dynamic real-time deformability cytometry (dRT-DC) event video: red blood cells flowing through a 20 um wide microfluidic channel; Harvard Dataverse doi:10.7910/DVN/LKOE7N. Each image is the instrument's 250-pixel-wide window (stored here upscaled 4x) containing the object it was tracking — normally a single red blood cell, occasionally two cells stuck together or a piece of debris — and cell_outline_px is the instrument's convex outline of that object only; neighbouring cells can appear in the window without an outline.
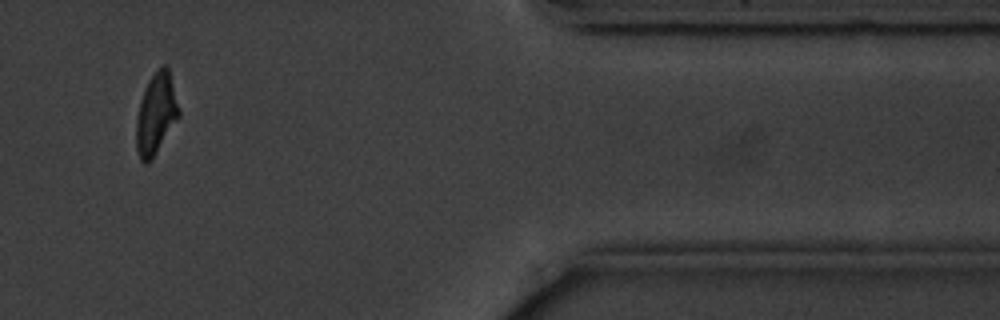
{"species": "common noctule bat (a hibernating species)", "species_latin": "Nyctalus noctula", "temperature_condition": "cold", "stored_images_in_passage": 14, "camera_frame_rate_fps": 3000, "um_per_image_px": 0.085, "animal": {"sex": "male", "body_mass_g": 20.1, "forearm_length_mm": 53.5}, "frame": {"image": 1, "passage_image": 12, "time_ms": 14.667, "image_size_px": [1000, 320], "cell_outline_px": [[180, 116], [152, 160], [148, 164], [144, 164], [140, 160], [136, 148], [136, 120], [140, 100], [148, 80], [156, 68], [164, 64], [168, 68], [180, 108]], "centroid_in_image_um": [13.26, 9.69], "position_along_channel_um": 398.1, "area_um2": 20.46}, "authors_computed_cell_mechanics": {"area_um2": 20.7213, "velocity_mm_per_s": 3.5823, "shape_relaxation_time_tau1_ms": 1.4083, "shape_relaxation_time_tau2_ms": 3.692, "deformation_change_tau1": 0.1093, "deformation_change_tau2": 0.1144}}